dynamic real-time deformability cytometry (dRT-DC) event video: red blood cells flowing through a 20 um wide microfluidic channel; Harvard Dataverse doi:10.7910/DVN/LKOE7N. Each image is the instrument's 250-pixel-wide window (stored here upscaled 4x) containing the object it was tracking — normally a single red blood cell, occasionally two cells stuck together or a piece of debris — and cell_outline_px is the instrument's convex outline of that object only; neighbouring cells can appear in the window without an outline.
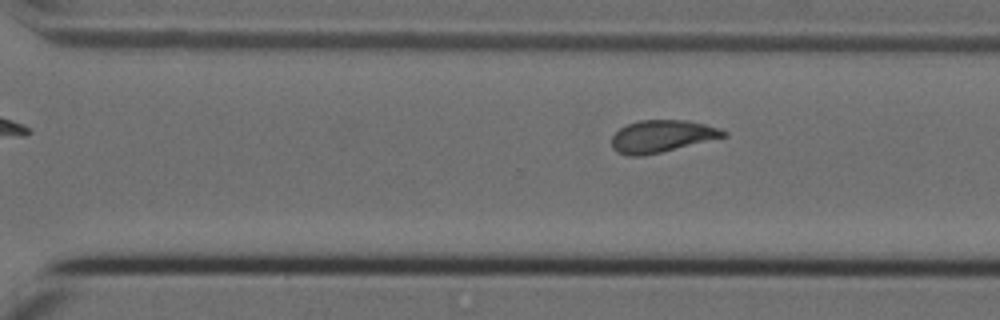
{"species": "Egyptian fruit bat (a non-hibernating species)", "species_latin": "Rousettus aegyptiacus", "temperature_condition": "cold", "stored_images_in_passage": 13, "camera_frame_rate_fps": 3000, "um_per_image_px": 0.085, "animal": {"sex": "female"}, "frame": {"image": 1, "passage_image": 13, "time_ms": 4.0, "image_size_px": [1000, 320], "cell_outline_px": [[728, 136], [644, 156], [628, 156], [616, 152], [612, 148], [612, 136], [620, 128], [628, 124], [640, 120], [688, 120], [720, 128], [728, 132]], "centroid_in_image_um": [56.26, 11.58], "position_along_channel_um": 314.3, "area_um2": 21.04}}